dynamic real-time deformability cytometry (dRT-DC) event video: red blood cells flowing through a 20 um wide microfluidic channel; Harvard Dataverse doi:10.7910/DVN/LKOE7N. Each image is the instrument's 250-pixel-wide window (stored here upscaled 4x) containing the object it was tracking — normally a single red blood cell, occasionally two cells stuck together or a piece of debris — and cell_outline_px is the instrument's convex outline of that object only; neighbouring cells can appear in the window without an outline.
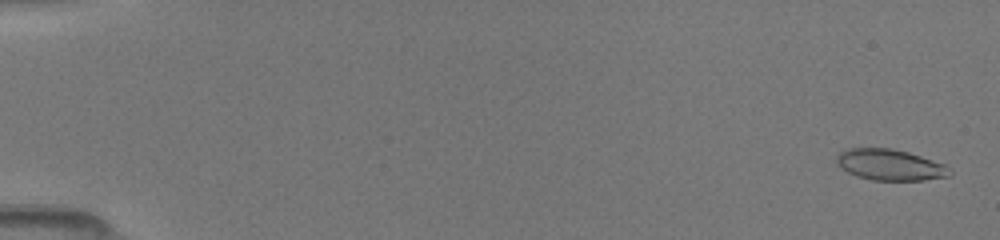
{"species": "common noctule bat (a hibernating species)", "species_latin": "Nyctalus noctula", "temperature_condition": "room temperature", "stored_images_in_passage": 23, "camera_frame_rate_fps": 3000, "um_per_image_px": 0.085, "animal": {"sex": "female", "body_mass_g": 19.5, "forearm_length_mm": 54.1}, "frame": {"image": 1, "passage_image": 2, "time_ms": 0.333, "image_size_px": [1000, 240], "cell_outline_px": [[952, 172], [948, 176], [924, 180], [872, 180], [856, 176], [840, 168], [836, 164], [836, 156], [840, 152], [848, 148], [892, 148], [908, 152], [944, 164]], "centroid_in_image_um": [75.6, 14.01], "position_along_channel_um": 9.4, "area_um2": 20.46}}
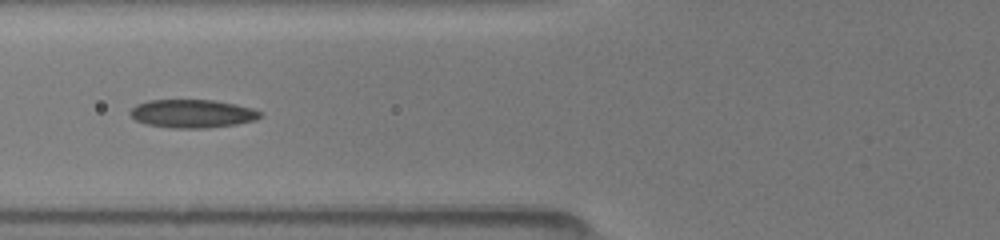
{"frame": {"image": 2, "passage_image": 20, "time_ms": 6.667, "image_size_px": [1000, 240], "cell_outline_px": [[264, 112], [256, 120], [236, 124], [208, 128], [172, 128], [144, 124], [136, 120], [128, 112], [136, 104], [148, 100], [212, 100], [236, 104], [252, 108]], "centroid_in_image_um": [16.35, 9.66], "position_along_channel_um": 109.5, "area_um2": 21.56}}
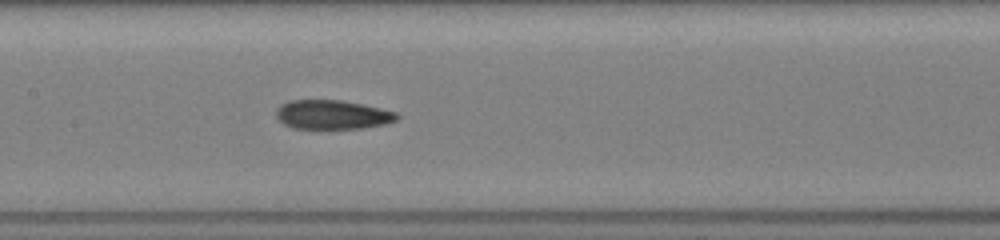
{"frame": {"image": 3, "passage_image": 23, "time_ms": 8.333, "image_size_px": [1000, 240], "cell_outline_px": [[400, 116], [396, 120], [388, 124], [360, 128], [292, 128], [284, 124], [276, 116], [276, 108], [280, 104], [288, 100], [340, 100], [380, 108], [396, 112]], "centroid_in_image_um": [28.24, 9.74], "position_along_channel_um": 179.2, "area_um2": 20.46}}